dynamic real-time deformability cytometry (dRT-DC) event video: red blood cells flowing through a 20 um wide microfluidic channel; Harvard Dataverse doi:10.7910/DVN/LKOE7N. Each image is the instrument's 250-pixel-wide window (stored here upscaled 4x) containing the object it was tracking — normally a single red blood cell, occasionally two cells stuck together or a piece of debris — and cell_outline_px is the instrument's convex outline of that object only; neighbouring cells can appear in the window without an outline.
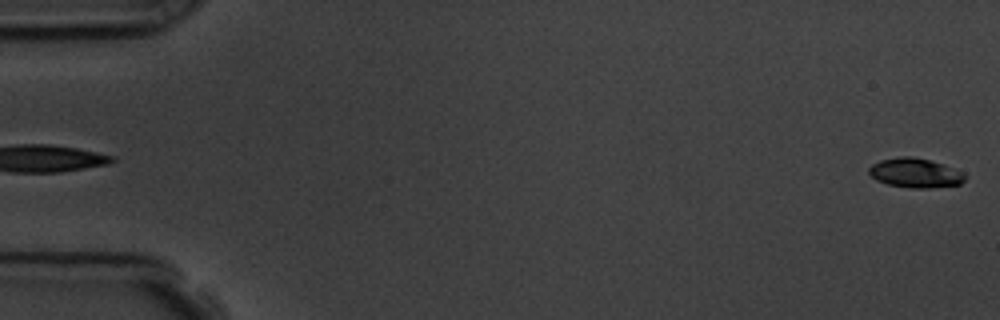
{"species": "common noctule bat (a hibernating species)", "species_latin": "Nyctalus noctula", "temperature_condition": "room temperature", "stored_images_in_passage": 57, "camera_frame_rate_fps": 3000, "um_per_image_px": 0.085, "animal": {"sex": "male", "body_mass_g": 19.5, "forearm_length_mm": 54.6}, "frame": {"image": 1, "passage_image": 1, "time_ms": 0.0, "image_size_px": [1000, 320], "cell_outline_px": [[968, 176], [960, 184], [928, 188], [912, 188], [888, 184], [876, 180], [868, 172], [868, 168], [872, 164], [880, 160], [900, 156], [912, 156], [944, 164], [964, 172]], "centroid_in_image_um": [77.81, 14.69], "position_along_channel_um": 7.2, "area_um2": 16.53}}
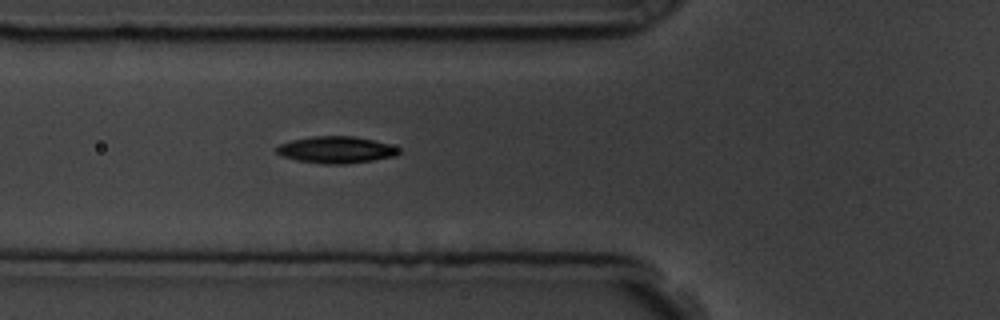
{"frame": {"image": 2, "passage_image": 21, "time_ms": 6.667, "image_size_px": [1000, 320], "cell_outline_px": [[400, 152], [396, 156], [372, 160], [344, 164], [324, 164], [296, 160], [284, 156], [276, 152], [276, 148], [280, 144], [292, 140], [312, 136], [352, 136], [372, 140], [388, 144], [400, 148]], "centroid_in_image_um": [28.57, 12.73], "position_along_channel_um": 97.2, "area_um2": 18.9}}
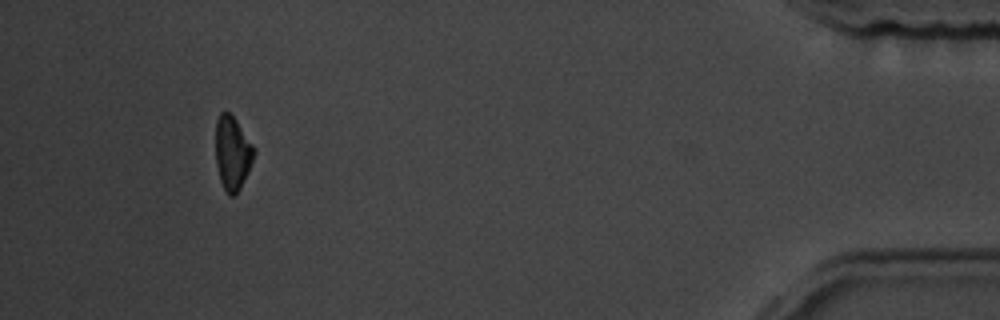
{"frame": {"image": 3, "passage_image": 53, "time_ms": 17.333, "image_size_px": [1000, 320], "cell_outline_px": [[256, 152], [248, 172], [240, 188], [232, 196], [228, 196], [220, 180], [216, 164], [216, 120], [220, 112], [228, 112], [236, 120], [256, 148]], "centroid_in_image_um": [19.76, 13.0], "position_along_channel_um": 415.4, "area_um2": 16.47}, "authors_computed_cell_mechanics": {"area_um2": 17.6868, "velocity_mm_per_s": 3.6204, "shape_relaxation_time_tau1_ms": 3.7257, "shape_relaxation_time_tau2_ms": null, "deformation_change_tau1": 0.1361, "deformation_change_tau2": null}}